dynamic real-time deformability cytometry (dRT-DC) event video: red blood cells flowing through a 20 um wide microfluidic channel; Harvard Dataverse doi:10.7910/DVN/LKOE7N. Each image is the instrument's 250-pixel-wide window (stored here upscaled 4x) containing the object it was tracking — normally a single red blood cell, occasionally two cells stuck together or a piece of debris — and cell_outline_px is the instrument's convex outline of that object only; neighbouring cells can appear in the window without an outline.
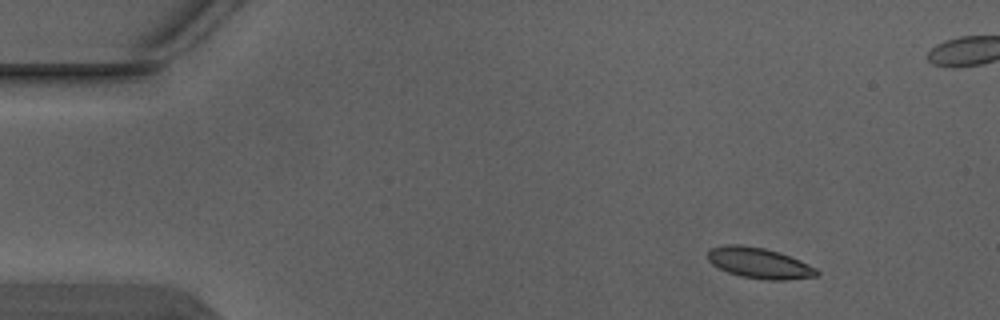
{"species": "Egyptian fruit bat (a non-hibernating species)", "species_latin": "Rousettus aegyptiacus", "temperature_condition": "warm", "stored_images_in_passage": 5, "camera_frame_rate_fps": 3000, "um_per_image_px": 0.085, "animal": {"sex": "male"}, "frame": {"image": 1, "passage_image": 1, "time_ms": 0.0, "image_size_px": [1000, 320], "cell_outline_px": [[820, 272], [816, 276], [788, 280], [768, 280], [740, 276], [728, 272], [712, 264], [708, 260], [708, 252], [712, 248], [728, 244], [740, 244], [764, 248], [780, 252], [800, 260], [816, 268]], "centroid_in_image_um": [64.56, 22.36], "position_along_channel_um": 20.4, "area_um2": 19.48}}
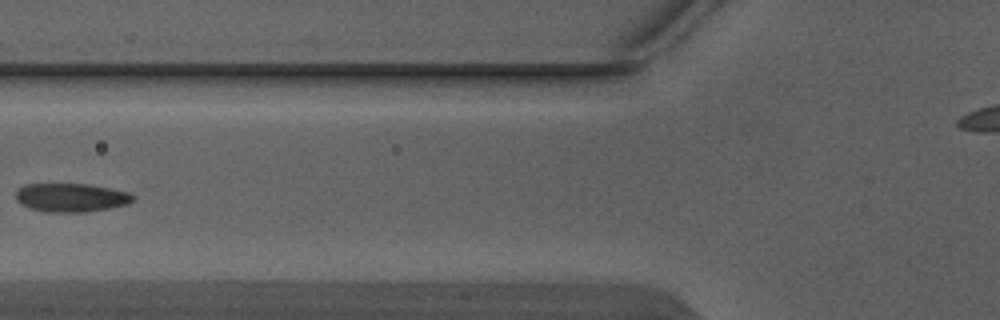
{"frame": {"image": 2, "passage_image": 5, "time_ms": 1.333, "image_size_px": [1000, 320], "cell_outline_px": [[136, 200], [128, 204], [108, 208], [84, 212], [48, 212], [28, 208], [20, 204], [16, 200], [16, 192], [24, 184], [88, 184], [128, 192], [136, 196]], "centroid_in_image_um": [6.05, 16.79], "position_along_channel_um": 119.8, "area_um2": 19.59}}